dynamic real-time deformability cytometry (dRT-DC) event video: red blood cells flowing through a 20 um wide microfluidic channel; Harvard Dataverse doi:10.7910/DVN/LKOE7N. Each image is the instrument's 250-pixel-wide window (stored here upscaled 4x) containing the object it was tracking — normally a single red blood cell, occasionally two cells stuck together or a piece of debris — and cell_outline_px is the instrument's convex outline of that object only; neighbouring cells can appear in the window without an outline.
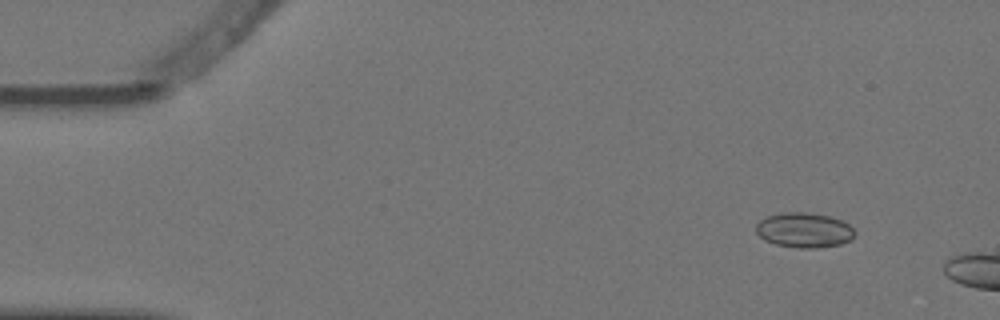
{"species": "Egyptian fruit bat (a non-hibernating species)", "species_latin": "Rousettus aegyptiacus", "temperature_condition": "warm", "stored_images_in_passage": 4, "camera_frame_rate_fps": 3000, "um_per_image_px": 0.085, "animal": {"sex": "female"}, "frame": {"image": 1, "passage_image": 2, "time_ms": 0.333, "image_size_px": [1000, 320], "cell_outline_px": [[856, 232], [852, 240], [840, 244], [816, 248], [800, 248], [776, 244], [764, 240], [756, 232], [756, 224], [760, 220], [768, 216], [784, 212], [808, 212], [828, 216], [840, 220], [848, 224]], "centroid_in_image_um": [68.36, 19.56], "position_along_channel_um": 16.6, "area_um2": 20.06}}